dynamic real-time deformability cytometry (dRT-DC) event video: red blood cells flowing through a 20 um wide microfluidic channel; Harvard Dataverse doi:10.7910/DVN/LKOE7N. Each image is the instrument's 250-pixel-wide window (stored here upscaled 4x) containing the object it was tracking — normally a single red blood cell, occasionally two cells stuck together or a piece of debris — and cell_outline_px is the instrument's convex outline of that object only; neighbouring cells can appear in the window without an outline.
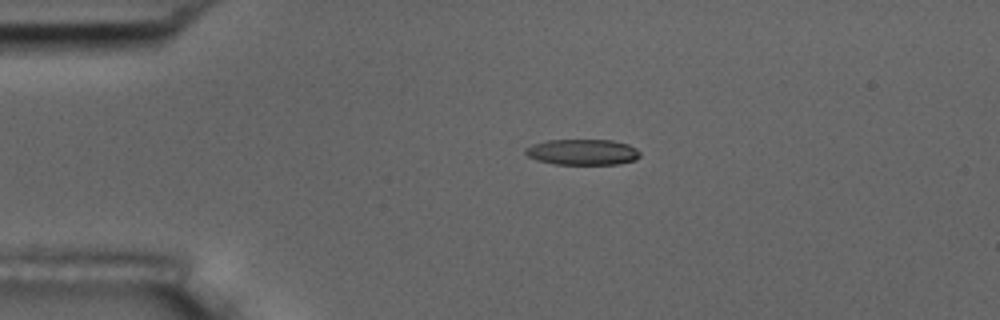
{"species": "common noctule bat (a hibernating species)", "species_latin": "Nyctalus noctula", "temperature_condition": "room temperature", "stored_images_in_passage": 4, "camera_frame_rate_fps": 3000, "um_per_image_px": 0.085, "animal": {"sex": "male", "body_mass_g": 17.5, "forearm_length_mm": 52.3}, "frame": {"image": 1, "passage_image": 3, "time_ms": 3.0, "image_size_px": [1000, 320], "cell_outline_px": [[640, 156], [636, 160], [620, 164], [552, 164], [536, 160], [528, 156], [524, 152], [524, 148], [532, 144], [548, 140], [612, 140], [628, 144], [636, 148], [640, 152]], "centroid_in_image_um": [49.51, 12.93], "position_along_channel_um": 35.5, "area_um2": 17.4}}